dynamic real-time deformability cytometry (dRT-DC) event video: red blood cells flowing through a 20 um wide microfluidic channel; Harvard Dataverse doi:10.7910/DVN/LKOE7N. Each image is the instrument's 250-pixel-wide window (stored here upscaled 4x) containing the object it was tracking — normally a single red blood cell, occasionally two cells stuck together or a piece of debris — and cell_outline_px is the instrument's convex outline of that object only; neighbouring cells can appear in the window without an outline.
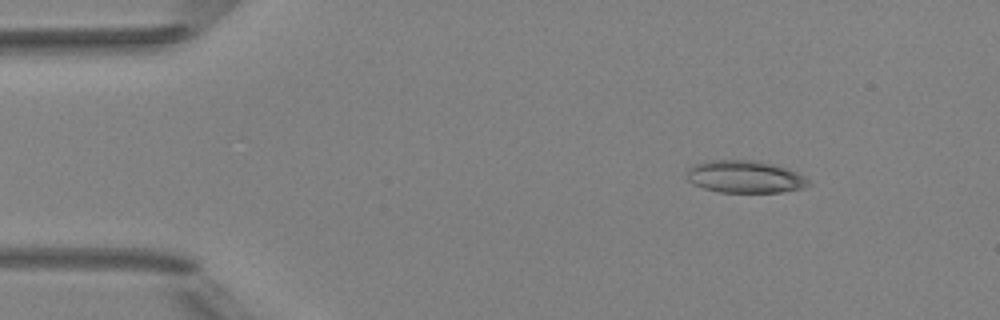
{"species": "Egyptian fruit bat (a non-hibernating species)", "species_latin": "Rousettus aegyptiacus", "temperature_condition": "room temperature", "stored_images_in_passage": 5, "camera_frame_rate_fps": 3000, "um_per_image_px": 0.085, "animal": {"sex": "female"}, "frame": {"image": 1, "passage_image": 2, "time_ms": 2.0, "image_size_px": [1000, 320], "cell_outline_px": [[812, 184], [804, 188], [780, 192], [720, 192], [704, 188], [688, 180], [688, 168], [696, 164], [708, 160], [752, 160], [772, 164], [796, 172], [804, 176]], "centroid_in_image_um": [63.34, 15.03], "position_along_channel_um": 21.7, "area_um2": 22.66}}